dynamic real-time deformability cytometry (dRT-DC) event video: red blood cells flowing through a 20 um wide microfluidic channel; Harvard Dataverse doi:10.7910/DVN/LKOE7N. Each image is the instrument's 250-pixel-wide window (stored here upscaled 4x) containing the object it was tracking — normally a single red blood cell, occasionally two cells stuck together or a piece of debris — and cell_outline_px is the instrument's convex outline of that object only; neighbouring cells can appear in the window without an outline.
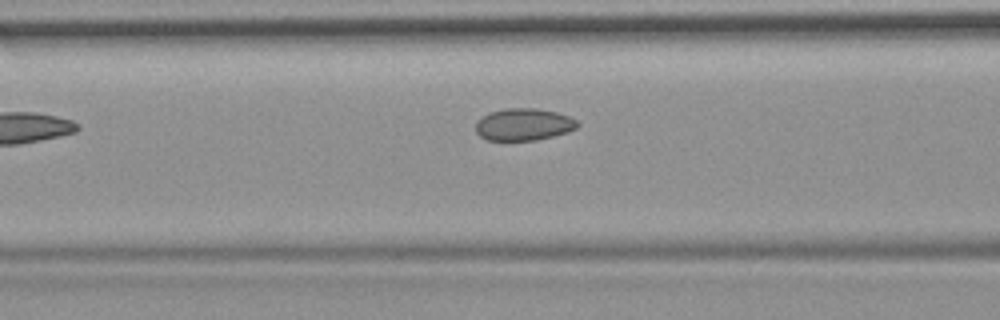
{"species": "common noctule bat (a hibernating species)", "species_latin": "Nyctalus noctula", "temperature_condition": "room temperature", "stored_images_in_passage": 6, "camera_frame_rate_fps": 3000, "um_per_image_px": 0.085, "animal": {"sex": "female", "body_mass_g": 19.9}, "frame": {"image": 1, "passage_image": 6, "time_ms": 1.667, "image_size_px": [1000, 320], "cell_outline_px": [[580, 124], [576, 128], [568, 132], [536, 140], [488, 140], [480, 136], [476, 132], [476, 120], [488, 112], [504, 108], [536, 108], [556, 112], [568, 116], [576, 120]], "centroid_in_image_um": [44.49, 10.57], "position_along_channel_um": 122.1, "area_um2": 19.13}}